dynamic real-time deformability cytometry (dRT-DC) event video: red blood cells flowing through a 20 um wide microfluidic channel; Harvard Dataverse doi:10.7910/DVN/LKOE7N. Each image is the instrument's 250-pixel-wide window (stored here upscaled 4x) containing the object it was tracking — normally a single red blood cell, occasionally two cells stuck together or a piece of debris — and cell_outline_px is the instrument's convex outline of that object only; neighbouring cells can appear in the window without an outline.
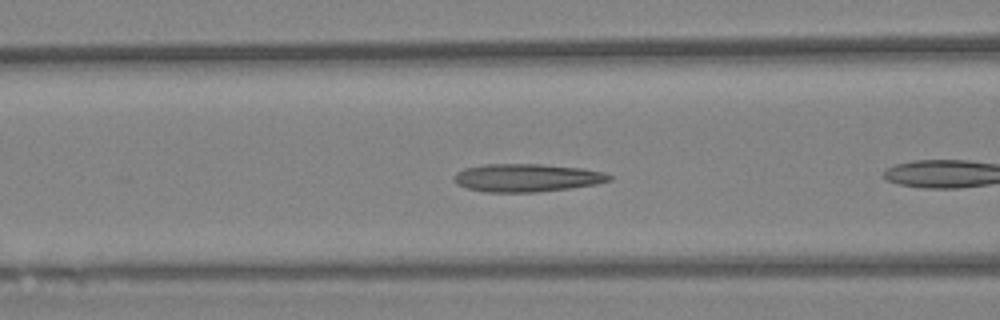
{"species": "Egyptian fruit bat (a non-hibernating species)", "species_latin": "Rousettus aegyptiacus", "temperature_condition": "warm", "stored_images_in_passage": 12, "camera_frame_rate_fps": 3000, "um_per_image_px": 0.085, "animal": {"sex": "female"}, "frame": {"image": 1, "passage_image": 6, "time_ms": 1.667, "image_size_px": [1000, 320], "cell_outline_px": [[612, 180], [596, 184], [568, 188], [536, 192], [484, 192], [468, 188], [456, 184], [452, 176], [456, 172], [464, 168], [484, 164], [540, 164], [580, 168], [600, 172], [612, 176]], "centroid_in_image_um": [44.71, 15.11], "position_along_channel_um": 121.9, "area_um2": 25.2}}
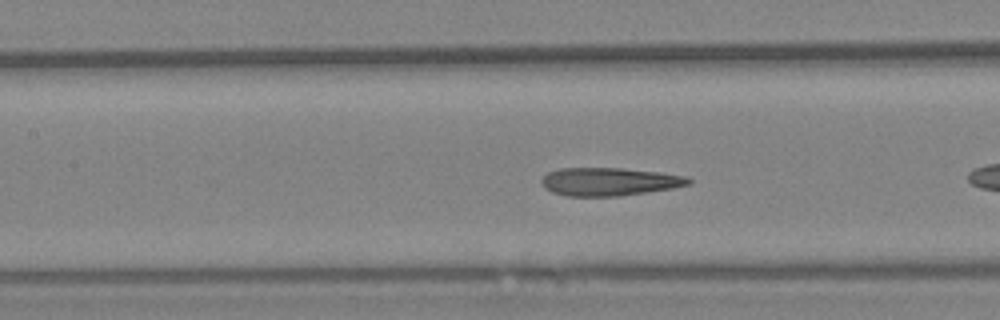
{"frame": {"image": 2, "passage_image": 9, "time_ms": 2.667, "image_size_px": [1000, 320], "cell_outline_px": [[692, 180], [688, 184], [672, 188], [648, 192], [620, 196], [568, 196], [552, 192], [544, 188], [540, 184], [540, 180], [548, 172], [560, 168], [620, 168], [660, 172], [688, 176]], "centroid_in_image_um": [51.77, 15.44], "position_along_channel_um": 155.6, "area_um2": 24.16}}